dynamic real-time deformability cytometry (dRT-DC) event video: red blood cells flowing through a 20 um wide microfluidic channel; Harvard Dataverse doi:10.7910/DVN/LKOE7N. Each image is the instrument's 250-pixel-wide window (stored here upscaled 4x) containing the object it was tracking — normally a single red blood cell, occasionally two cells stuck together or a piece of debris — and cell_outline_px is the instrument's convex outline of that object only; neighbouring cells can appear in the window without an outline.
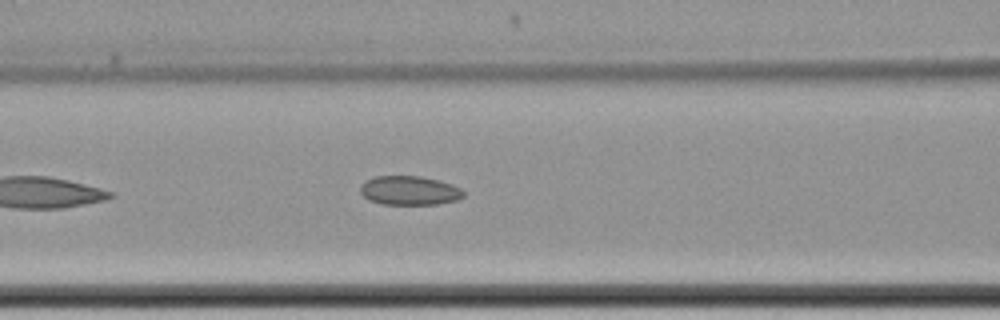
{"species": "common noctule bat (a hibernating species)", "species_latin": "Nyctalus noctula", "temperature_condition": "cold", "stored_images_in_passage": 7, "camera_frame_rate_fps": 3000, "um_per_image_px": 0.085, "animal": {"sex": "female", "body_mass_g": 22.7, "forearm_length_mm": 54.2}, "frame": {"image": 1, "passage_image": 7, "time_ms": 8.333, "image_size_px": [1000, 320], "cell_outline_px": [[464, 196], [456, 200], [436, 204], [384, 204], [368, 200], [360, 192], [360, 184], [364, 180], [376, 176], [420, 176], [440, 180], [452, 184], [460, 188], [464, 192]], "centroid_in_image_um": [34.78, 16.18], "position_along_channel_um": 131.8, "area_um2": 17.57}}